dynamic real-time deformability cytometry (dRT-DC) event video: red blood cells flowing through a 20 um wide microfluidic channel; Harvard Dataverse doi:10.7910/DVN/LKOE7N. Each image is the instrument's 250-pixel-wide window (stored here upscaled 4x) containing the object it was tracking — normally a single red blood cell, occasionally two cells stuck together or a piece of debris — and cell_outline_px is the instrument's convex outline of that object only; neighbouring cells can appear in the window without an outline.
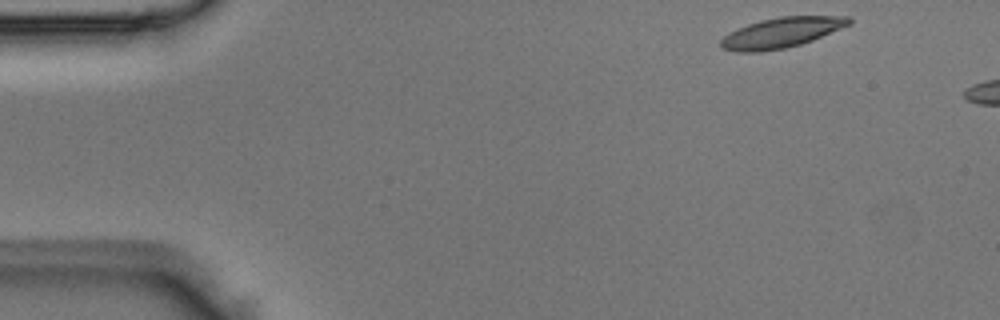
{"species": "Egyptian fruit bat (a non-hibernating species)", "species_latin": "Rousettus aegyptiacus", "temperature_condition": "room temperature", "stored_images_in_passage": 42, "camera_frame_rate_fps": 3000, "um_per_image_px": 0.085, "animal": {"sex": "male"}, "frame": {"image": 1, "passage_image": 1, "time_ms": 0.0, "image_size_px": [1000, 320], "cell_outline_px": [[852, 24], [812, 40], [800, 44], [784, 48], [760, 52], [736, 52], [720, 48], [720, 40], [728, 32], [748, 24], [760, 20], [780, 16], [852, 16]], "centroid_in_image_um": [66.41, 2.77], "position_along_channel_um": 18.6, "area_um2": 22.72}}
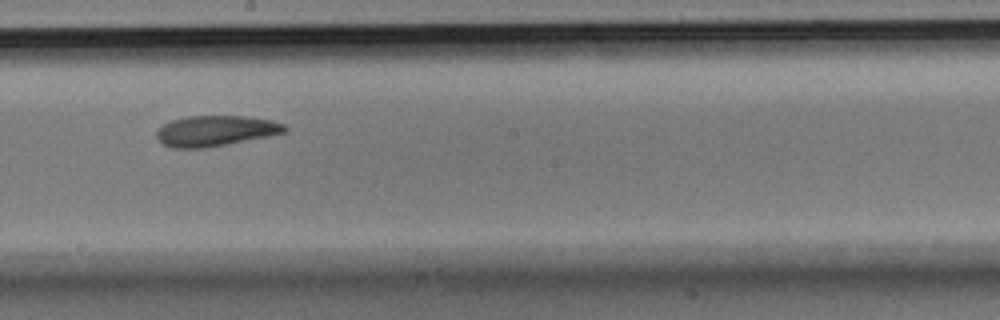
{"frame": {"image": 2, "passage_image": 24, "time_ms": 7.667, "image_size_px": [1000, 320], "cell_outline_px": [[288, 128], [284, 132], [268, 136], [204, 148], [172, 148], [164, 144], [156, 136], [156, 132], [164, 124], [172, 120], [188, 116], [244, 116], [272, 120], [284, 124]], "centroid_in_image_um": [18.32, 11.11], "position_along_channel_um": 229.9, "area_um2": 22.54}}
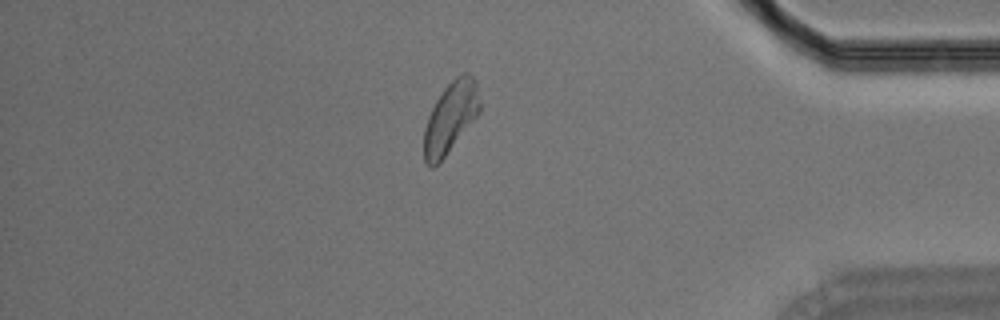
{"frame": {"image": 3, "passage_image": 39, "time_ms": 12.667, "image_size_px": [1000, 320], "cell_outline_px": [[480, 112], [444, 156], [432, 168], [424, 160], [424, 128], [428, 116], [436, 100], [444, 88], [456, 76], [464, 72], [468, 72], [476, 80], [480, 104]], "centroid_in_image_um": [38.3, 9.93], "position_along_channel_um": 396.9, "area_um2": 22.66}}